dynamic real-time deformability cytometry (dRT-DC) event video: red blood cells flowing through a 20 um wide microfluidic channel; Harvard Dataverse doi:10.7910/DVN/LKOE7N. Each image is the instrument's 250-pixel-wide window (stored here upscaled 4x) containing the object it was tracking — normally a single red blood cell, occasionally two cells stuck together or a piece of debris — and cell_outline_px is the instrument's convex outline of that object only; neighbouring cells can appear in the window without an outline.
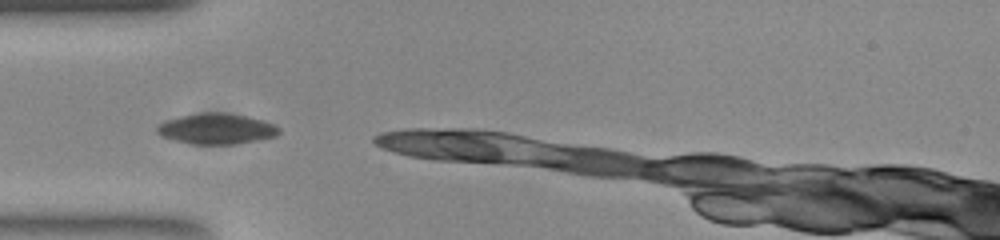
{"species": "common noctule bat (a hibernating species)", "species_latin": "Nyctalus noctula", "temperature_condition": "room temperature", "stored_images_in_passage": 4, "camera_frame_rate_fps": 3000, "um_per_image_px": 0.085, "animal": {"sex": "female", "body_mass_g": 23.0, "forearm_length_mm": 53.4}, "frame": {"image": 1, "passage_image": 1, "time_ms": 0.0, "image_size_px": [1000, 240], "cell_outline_px": [[280, 132], [276, 136], [256, 140], [232, 144], [192, 144], [176, 140], [164, 136], [156, 132], [156, 128], [164, 120], [180, 116], [200, 112], [216, 112], [244, 116], [260, 120], [272, 124], [280, 128]], "centroid_in_image_um": [18.37, 10.94], "position_along_channel_um": 66.6, "area_um2": 21.39}}